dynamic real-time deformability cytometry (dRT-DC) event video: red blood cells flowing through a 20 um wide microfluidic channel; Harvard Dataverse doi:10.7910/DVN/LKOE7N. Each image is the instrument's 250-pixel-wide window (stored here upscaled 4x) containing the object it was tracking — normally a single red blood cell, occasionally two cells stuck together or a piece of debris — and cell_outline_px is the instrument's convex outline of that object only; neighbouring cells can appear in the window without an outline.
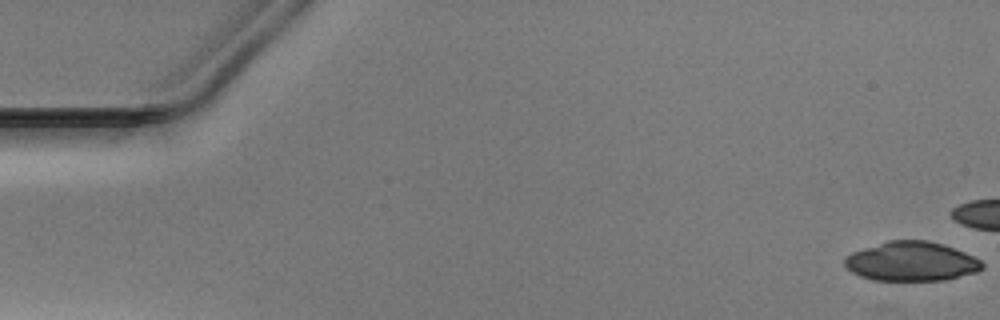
{"species": "Egyptian fruit bat (a non-hibernating species)", "species_latin": "Rousettus aegyptiacus", "temperature_condition": "warm", "stored_images_in_passage": 15, "camera_frame_rate_fps": 3000, "um_per_image_px": 0.085, "animal": {"sex": "male"}, "frame": {"image": 1, "passage_image": 1, "time_ms": 0.0, "image_size_px": [1000, 320], "cell_outline_px": [[984, 268], [976, 272], [944, 280], [872, 280], [860, 276], [852, 272], [844, 264], [844, 256], [852, 252], [888, 240], [928, 240], [944, 244], [964, 252], [980, 260], [984, 264]], "centroid_in_image_um": [77.46, 22.21], "position_along_channel_um": 7.5, "area_um2": 31.5}}